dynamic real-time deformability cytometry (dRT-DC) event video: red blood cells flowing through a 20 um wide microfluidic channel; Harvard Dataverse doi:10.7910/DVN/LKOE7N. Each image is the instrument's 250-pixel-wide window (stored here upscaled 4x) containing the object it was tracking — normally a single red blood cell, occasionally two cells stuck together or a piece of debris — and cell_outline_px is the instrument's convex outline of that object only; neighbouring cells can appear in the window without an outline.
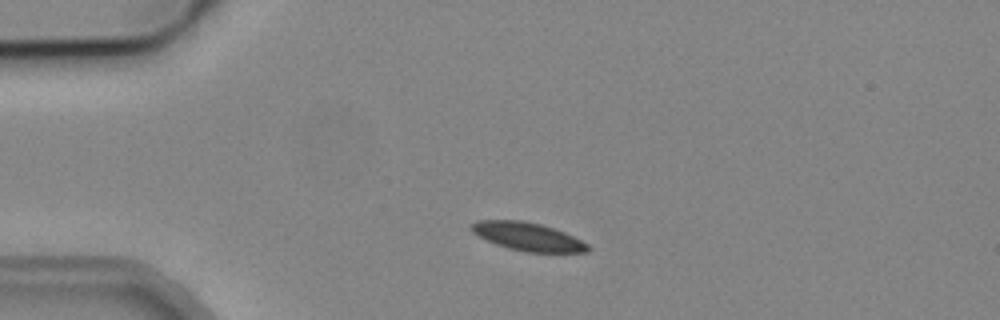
{"species": "common noctule bat (a hibernating species)", "species_latin": "Nyctalus noctula", "temperature_condition": "cold", "stored_images_in_passage": 4, "camera_frame_rate_fps": 3000, "um_per_image_px": 0.085, "animal": {"sex": "male", "body_mass_g": 19.2, "forearm_length_mm": 51.8}, "frame": {"image": 1, "passage_image": 2, "time_ms": 1.0, "image_size_px": [1000, 320], "cell_outline_px": [[592, 248], [588, 252], [524, 252], [508, 248], [496, 244], [472, 232], [468, 228], [476, 220], [520, 220], [540, 224], [564, 232], [588, 244]], "centroid_in_image_um": [44.85, 20.11], "position_along_channel_um": 40.1, "area_um2": 19.02}}